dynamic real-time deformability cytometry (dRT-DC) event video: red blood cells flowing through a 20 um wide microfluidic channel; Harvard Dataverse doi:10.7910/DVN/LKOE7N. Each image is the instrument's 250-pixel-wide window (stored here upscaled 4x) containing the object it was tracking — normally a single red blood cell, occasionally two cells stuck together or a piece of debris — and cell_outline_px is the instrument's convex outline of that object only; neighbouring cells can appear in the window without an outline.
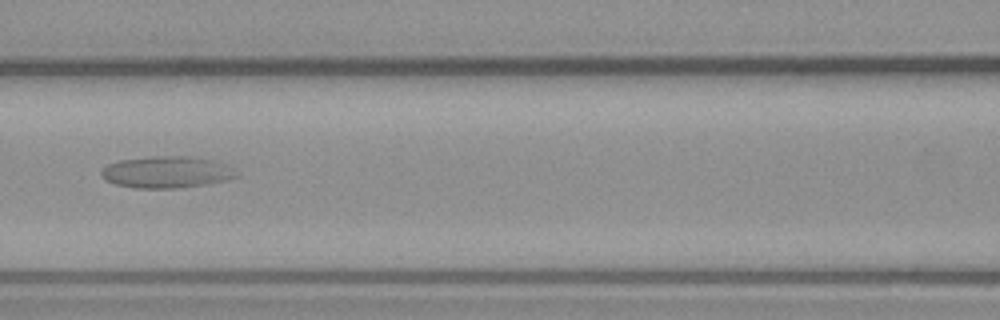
{"species": "common noctule bat (a hibernating species)", "species_latin": "Nyctalus noctula", "temperature_condition": "warm", "stored_images_in_passage": 51, "camera_frame_rate_fps": 3000, "um_per_image_px": 0.085, "animal": {"sex": "male", "body_mass_g": 23.1, "forearm_length_mm": 52.7}, "frame": {"image": 1, "passage_image": 22, "time_ms": 7.0, "image_size_px": [1000, 320], "cell_outline_px": [[236, 176], [224, 180], [204, 184], [176, 188], [136, 188], [116, 184], [108, 180], [100, 172], [108, 164], [120, 160], [152, 156], [188, 156], [212, 160], [228, 168]], "centroid_in_image_um": [14.07, 14.62], "position_along_channel_um": 152.5, "area_um2": 24.1}}
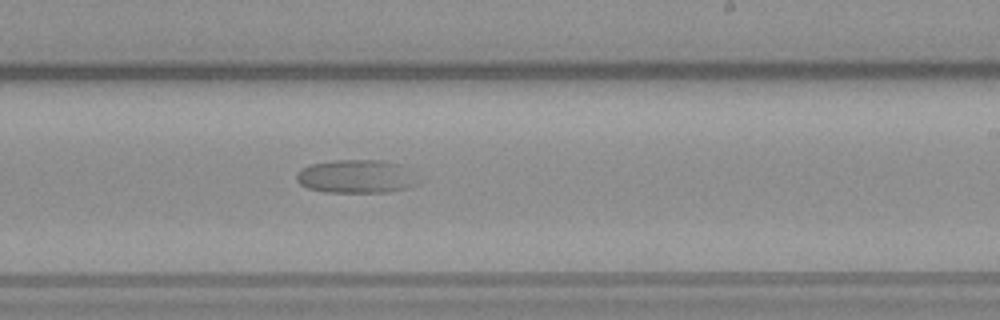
{"frame": {"image": 2, "passage_image": 30, "time_ms": 9.667, "image_size_px": [1000, 320], "cell_outline_px": [[416, 184], [408, 188], [388, 192], [324, 192], [308, 188], [300, 184], [296, 180], [296, 176], [300, 168], [312, 164], [332, 160], [384, 160], [396, 164]], "centroid_in_image_um": [30.1, 15.01], "position_along_channel_um": 258.9, "area_um2": 22.89}}
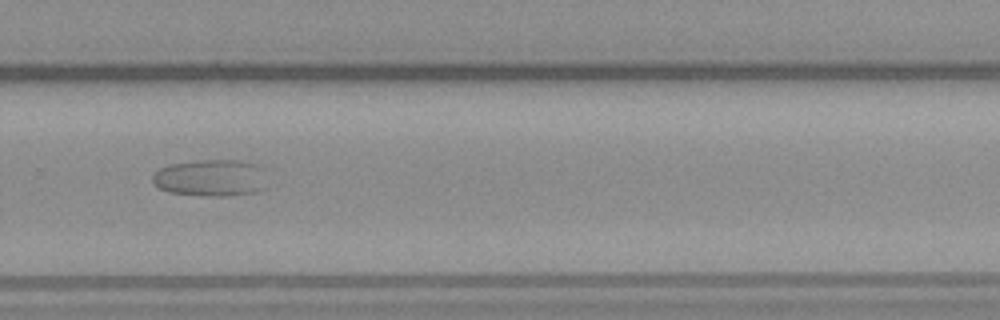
{"frame": {"image": 3, "passage_image": 34, "time_ms": 11.0, "image_size_px": [1000, 320], "cell_outline_px": [[268, 188], [256, 192], [232, 196], [204, 196], [168, 192], [152, 184], [152, 176], [160, 168], [172, 164], [196, 160], [244, 160], [264, 164]], "centroid_in_image_um": [18.03, 15.12], "position_along_channel_um": 311.8, "area_um2": 25.55}}